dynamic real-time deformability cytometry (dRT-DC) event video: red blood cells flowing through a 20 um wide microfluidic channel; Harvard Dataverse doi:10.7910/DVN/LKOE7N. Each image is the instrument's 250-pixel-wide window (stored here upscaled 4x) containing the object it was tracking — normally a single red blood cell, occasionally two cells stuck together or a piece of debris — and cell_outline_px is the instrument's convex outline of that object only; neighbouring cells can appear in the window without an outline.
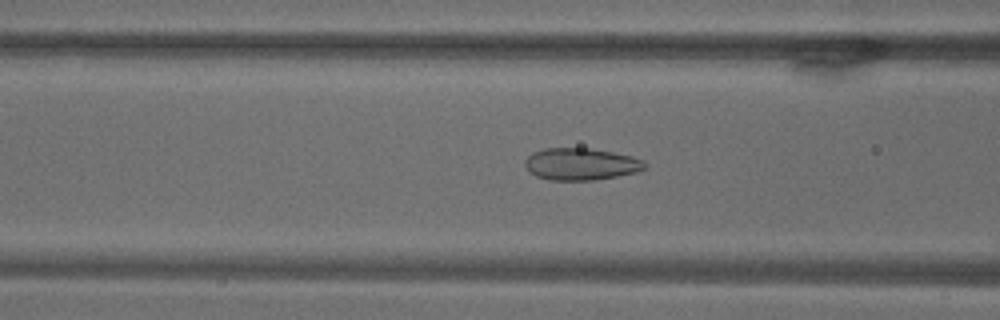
{"species": "common noctule bat (a hibernating species)", "species_latin": "Nyctalus noctula", "temperature_condition": "warm", "stored_images_in_passage": 70, "camera_frame_rate_fps": 3000, "um_per_image_px": 0.085, "animal": {"sex": "male", "body_mass_g": 18.8}, "frame": {"image": 1, "passage_image": 28, "time_ms": 9.0, "image_size_px": [1000, 320], "cell_outline_px": [[644, 168], [636, 172], [596, 180], [548, 180], [536, 176], [528, 172], [524, 164], [524, 160], [532, 152], [544, 148], [592, 148], [632, 156], [644, 160]], "centroid_in_image_um": [49.32, 13.94], "position_along_channel_um": 117.3, "area_um2": 22.48}}
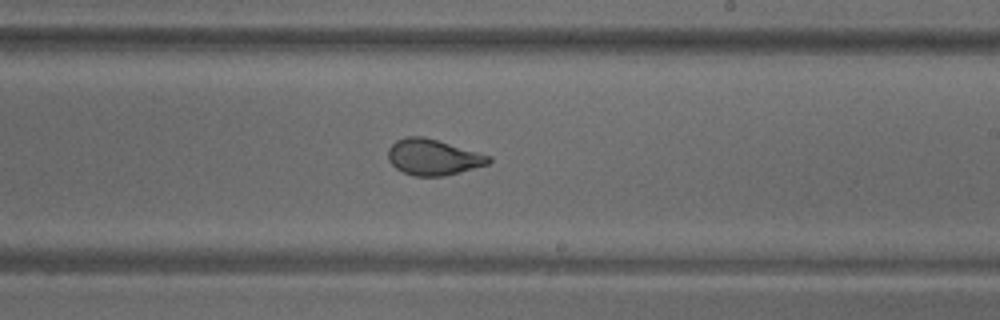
{"frame": {"image": 2, "passage_image": 42, "time_ms": 13.667, "image_size_px": [1000, 320], "cell_outline_px": [[492, 160], [488, 164], [460, 172], [444, 176], [412, 176], [396, 168], [388, 160], [388, 148], [396, 140], [408, 136], [424, 136], [492, 156]], "centroid_in_image_um": [36.81, 13.35], "position_along_channel_um": 252.2, "area_um2": 21.1}}
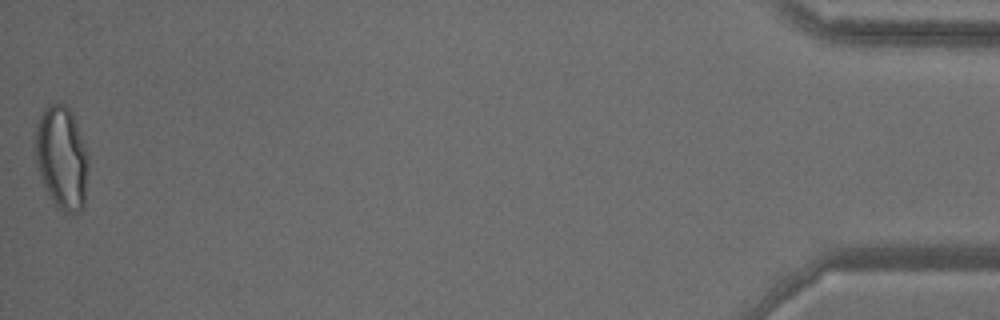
{"frame": {"image": 3, "passage_image": 70, "time_ms": 23.0, "image_size_px": [1000, 320], "cell_outline_px": [[88, 168], [84, 204], [80, 212], [64, 212], [56, 208], [52, 204], [44, 188], [36, 164], [36, 128], [40, 116], [44, 108], [48, 104], [64, 104], [72, 112], [88, 152]], "centroid_in_image_um": [5.25, 13.45], "position_along_channel_um": 429.9, "area_um2": 32.14}}